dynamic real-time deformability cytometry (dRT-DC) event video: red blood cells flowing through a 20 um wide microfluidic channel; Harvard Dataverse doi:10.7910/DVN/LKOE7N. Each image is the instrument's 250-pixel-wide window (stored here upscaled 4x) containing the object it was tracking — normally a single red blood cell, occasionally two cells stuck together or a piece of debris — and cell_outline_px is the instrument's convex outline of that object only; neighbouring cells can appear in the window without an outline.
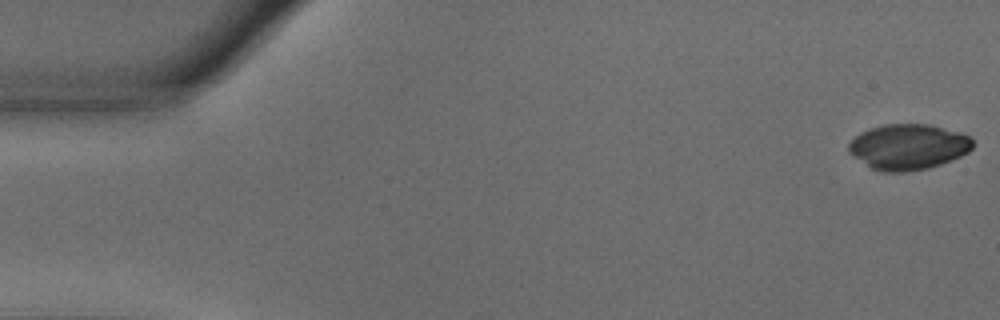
{"species": "common noctule bat (a hibernating species)", "species_latin": "Nyctalus noctula", "temperature_condition": "warm", "stored_images_in_passage": 15, "camera_frame_rate_fps": 3000, "um_per_image_px": 0.085, "animal": {"sex": "male", "body_mass_g": 18.8}, "frame": {"image": 1, "passage_image": 1, "time_ms": 0.0, "image_size_px": [1000, 320], "cell_outline_px": [[976, 144], [968, 152], [952, 160], [928, 168], [904, 172], [884, 172], [872, 168], [848, 152], [848, 144], [860, 132], [884, 124], [928, 124], [972, 136]], "centroid_in_image_um": [77.23, 12.48], "position_along_channel_um": 7.8, "area_um2": 32.89}}
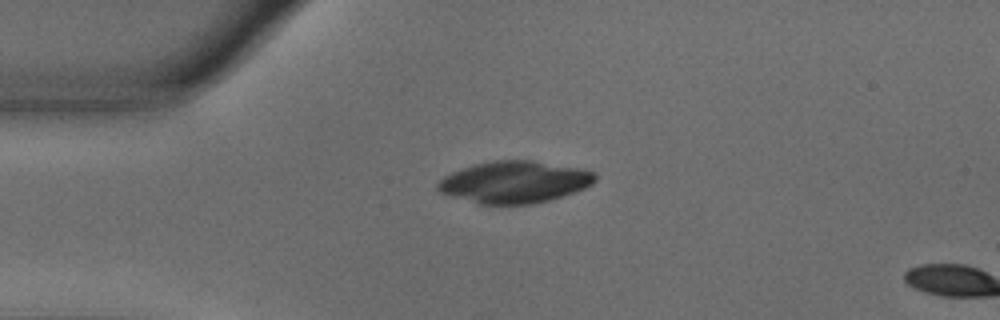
{"frame": {"image": 2, "passage_image": 13, "time_ms": 4.0, "image_size_px": [1000, 320], "cell_outline_px": [[596, 180], [592, 184], [584, 188], [548, 200], [532, 204], [480, 204], [452, 196], [440, 192], [436, 188], [436, 184], [444, 176], [452, 172], [472, 164], [492, 160], [532, 160], [580, 168], [596, 172]], "centroid_in_image_um": [43.72, 15.46], "position_along_channel_um": 41.3, "area_um2": 38.32}}